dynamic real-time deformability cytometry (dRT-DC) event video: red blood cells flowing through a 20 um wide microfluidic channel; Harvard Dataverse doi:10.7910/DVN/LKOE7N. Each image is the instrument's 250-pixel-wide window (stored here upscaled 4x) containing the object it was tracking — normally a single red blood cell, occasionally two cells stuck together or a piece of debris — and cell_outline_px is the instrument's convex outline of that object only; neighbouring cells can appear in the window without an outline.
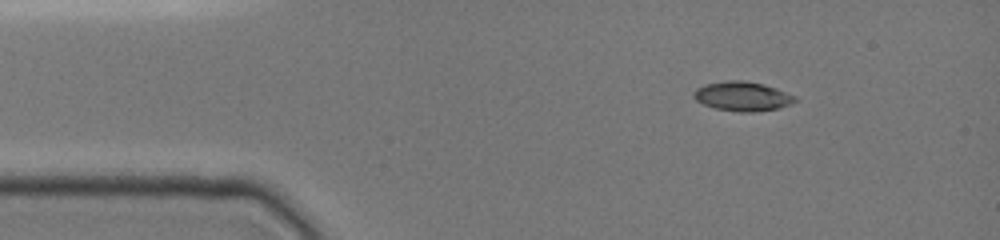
{"species": "common noctule bat (a hibernating species)", "species_latin": "Nyctalus noctula", "temperature_condition": "cold", "stored_images_in_passage": 3, "camera_frame_rate_fps": 3000, "um_per_image_px": 0.085, "animal": {"sex": "female", "body_mass_g": 19.0, "forearm_length_mm": 51.5}, "frame": {"image": 1, "passage_image": 1, "time_ms": 0.0, "image_size_px": [1000, 240], "cell_outline_px": [[796, 100], [792, 104], [776, 108], [752, 112], [740, 112], [716, 108], [704, 104], [696, 100], [692, 96], [692, 92], [696, 88], [704, 84], [728, 80], [744, 80], [764, 84], [776, 88], [796, 96]], "centroid_in_image_um": [63.08, 8.17], "position_along_channel_um": 21.9, "area_um2": 17.34}}